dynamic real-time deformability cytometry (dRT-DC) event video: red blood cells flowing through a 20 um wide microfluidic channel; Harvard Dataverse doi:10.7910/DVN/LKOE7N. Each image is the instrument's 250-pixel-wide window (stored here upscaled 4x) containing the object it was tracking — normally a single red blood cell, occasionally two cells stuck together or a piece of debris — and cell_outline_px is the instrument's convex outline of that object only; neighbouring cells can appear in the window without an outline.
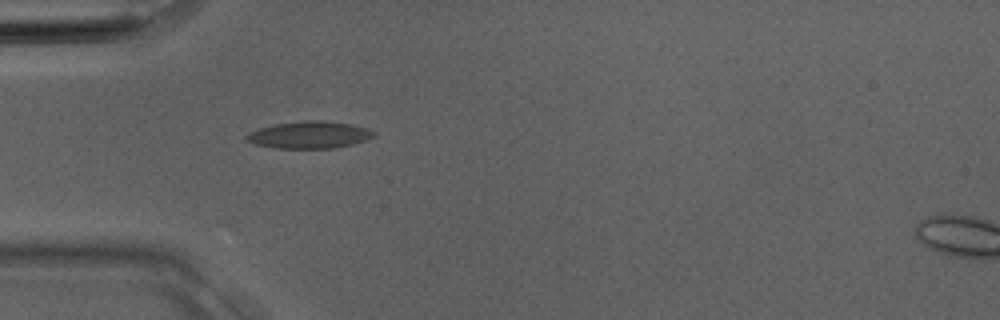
{"species": "Egyptian fruit bat (a non-hibernating species)", "species_latin": "Rousettus aegyptiacus", "temperature_condition": "room temperature", "stored_images_in_passage": 3, "camera_frame_rate_fps": 3000, "um_per_image_px": 0.085, "animal": {"sex": "male"}, "frame": {"image": 1, "passage_image": 2, "time_ms": 0.333, "image_size_px": [1000, 320], "cell_outline_px": [[376, 136], [352, 144], [336, 148], [276, 148], [256, 144], [248, 140], [244, 136], [248, 132], [260, 128], [276, 124], [304, 120], [316, 120], [352, 124], [376, 132]], "centroid_in_image_um": [26.3, 11.46], "position_along_channel_um": 58.7, "area_um2": 19.88}}